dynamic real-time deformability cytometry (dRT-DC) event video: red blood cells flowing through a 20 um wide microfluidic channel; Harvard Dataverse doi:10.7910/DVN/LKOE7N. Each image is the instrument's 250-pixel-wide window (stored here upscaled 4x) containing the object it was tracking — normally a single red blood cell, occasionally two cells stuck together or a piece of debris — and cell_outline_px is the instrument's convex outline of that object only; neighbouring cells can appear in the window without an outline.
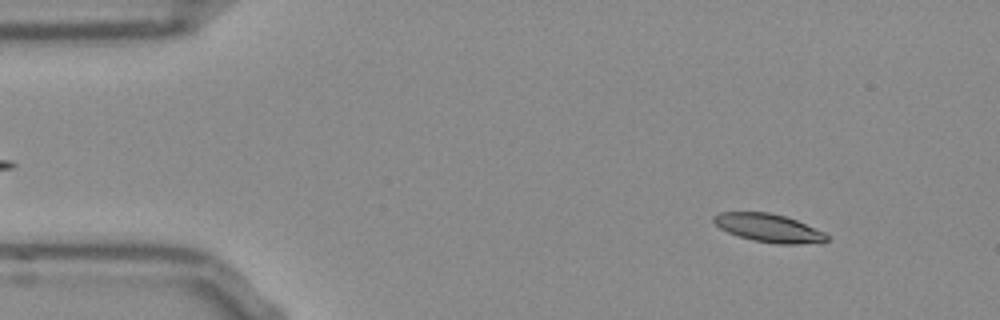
{"species": "Egyptian fruit bat (a non-hibernating species)", "species_latin": "Rousettus aegyptiacus", "temperature_condition": "room temperature", "stored_images_in_passage": 52, "camera_frame_rate_fps": 3000, "um_per_image_px": 0.085, "frame": {"image": 1, "passage_image": 5, "time_ms": 1.333, "image_size_px": [1000, 320], "cell_outline_px": [[832, 240], [796, 244], [776, 244], [752, 240], [728, 232], [720, 228], [712, 220], [712, 216], [720, 212], [768, 212], [784, 216], [796, 220], [824, 232], [832, 236]], "centroid_in_image_um": [65.35, 19.38], "position_along_channel_um": 19.6, "area_um2": 18.55}}
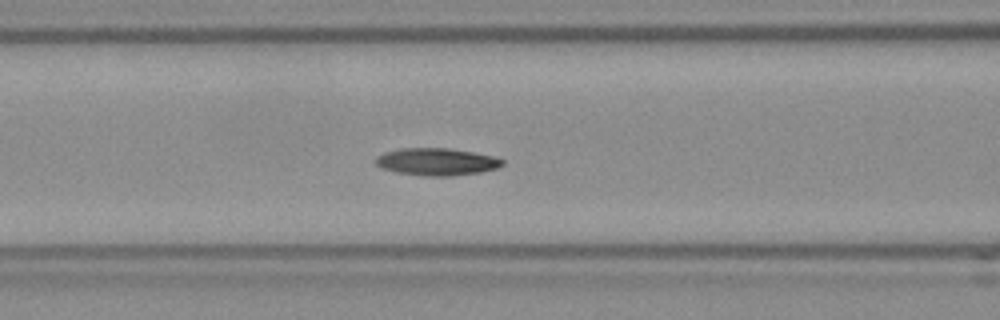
{"frame": {"image": 2, "passage_image": 20, "time_ms": 6.333, "image_size_px": [1000, 320], "cell_outline_px": [[504, 164], [500, 168], [480, 172], [448, 176], [428, 176], [396, 172], [384, 168], [376, 164], [376, 156], [384, 152], [400, 148], [448, 148], [472, 152], [492, 156], [504, 160]], "centroid_in_image_um": [37.13, 13.74], "position_along_channel_um": 129.5, "area_um2": 20.06}}
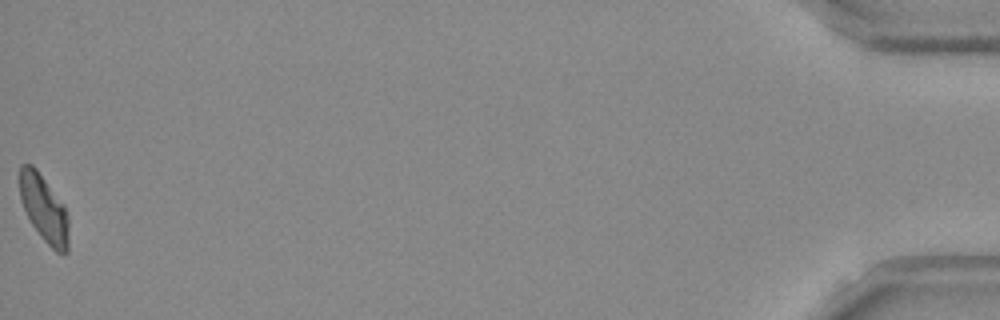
{"frame": {"image": 3, "passage_image": 52, "time_ms": 17.0, "image_size_px": [1000, 320], "cell_outline_px": [[68, 252], [56, 252], [40, 236], [32, 224], [20, 200], [20, 164], [32, 164], [36, 168], [64, 204], [68, 216]], "centroid_in_image_um": [3.75, 17.71], "position_along_channel_um": 431.5, "area_um2": 19.02}, "authors_computed_cell_mechanics": {"area_um2": 19.2474, "velocity_mm_per_s": 3.8186, "shape_relaxation_time_tau1_ms": 6.128, "shape_relaxation_time_tau2_ms": null, "deformation_change_tau1": 0.1598, "deformation_change_tau2": null}}